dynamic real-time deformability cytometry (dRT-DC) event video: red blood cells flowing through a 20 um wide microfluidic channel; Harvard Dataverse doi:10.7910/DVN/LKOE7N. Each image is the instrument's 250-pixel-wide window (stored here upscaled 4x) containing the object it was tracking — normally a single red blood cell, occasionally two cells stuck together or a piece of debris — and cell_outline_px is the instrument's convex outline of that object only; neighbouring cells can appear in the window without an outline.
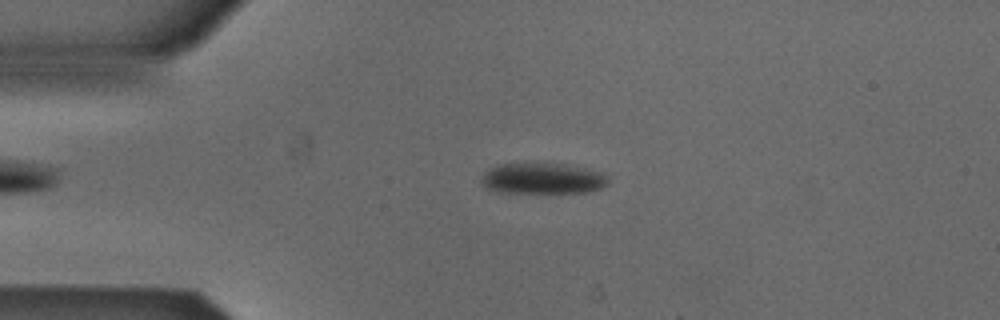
{"species": "Egyptian fruit bat (a non-hibernating species)", "species_latin": "Rousettus aegyptiacus", "temperature_condition": "cold", "stored_images_in_passage": 52, "camera_frame_rate_fps": 3000, "um_per_image_px": 0.085, "animal": {"sex": "male"}, "frame": {"image": 1, "passage_image": 11, "time_ms": 3.333, "image_size_px": [1000, 320], "cell_outline_px": [[608, 184], [600, 188], [584, 192], [496, 192], [480, 184], [480, 180], [484, 172], [500, 164], [560, 164], [584, 168], [600, 172], [608, 176]], "centroid_in_image_um": [46.09, 15.18], "position_along_channel_um": 38.9, "area_um2": 22.43}}
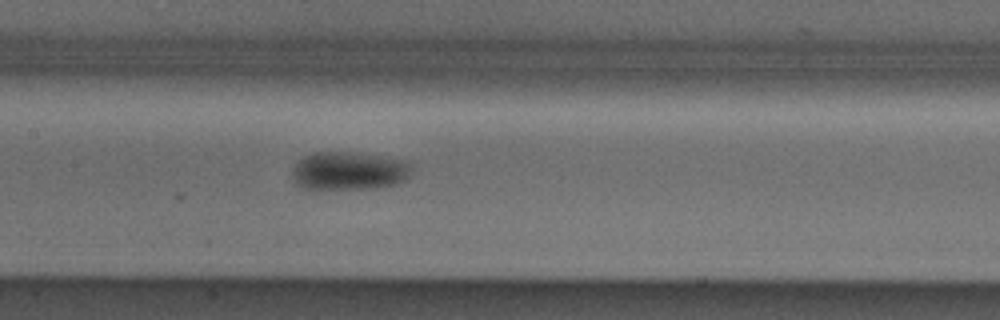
{"frame": {"image": 2, "passage_image": 24, "time_ms": 7.667, "image_size_px": [1000, 320], "cell_outline_px": [[412, 164], [408, 176], [404, 180], [396, 184], [372, 188], [316, 192], [304, 188], [296, 184], [292, 180], [292, 168], [304, 156], [312, 152], [348, 152], [408, 160]], "centroid_in_image_um": [29.59, 14.57], "position_along_channel_um": 177.8, "area_um2": 27.4}}
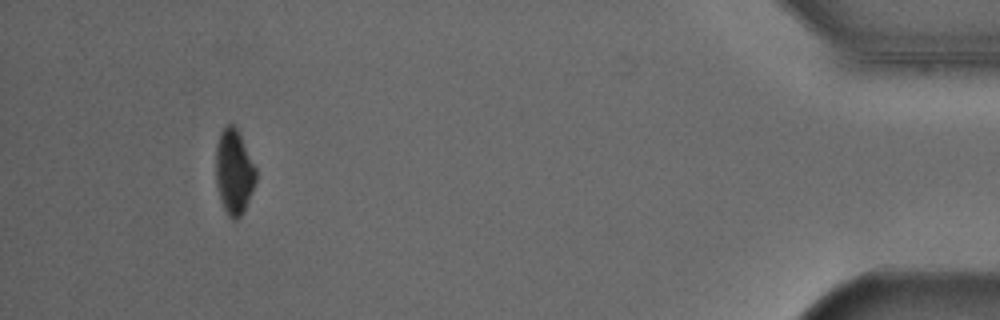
{"frame": {"image": 3, "passage_image": 48, "time_ms": 15.667, "image_size_px": [1000, 320], "cell_outline_px": [[256, 180], [252, 192], [244, 212], [236, 220], [232, 220], [228, 216], [220, 200], [216, 184], [216, 144], [220, 132], [228, 124], [232, 124], [236, 128], [256, 168]], "centroid_in_image_um": [19.88, 14.65], "position_along_channel_um": 415.3, "area_um2": 19.77}, "authors_computed_cell_mechanics": {"area_um2": 23.5535, "velocity_mm_per_s": 3.8722, "shape_relaxation_time_tau1_ms": 1.7765, "shape_relaxation_time_tau2_ms": null, "deformation_change_tau1": 0.0688, "deformation_change_tau2": null}}